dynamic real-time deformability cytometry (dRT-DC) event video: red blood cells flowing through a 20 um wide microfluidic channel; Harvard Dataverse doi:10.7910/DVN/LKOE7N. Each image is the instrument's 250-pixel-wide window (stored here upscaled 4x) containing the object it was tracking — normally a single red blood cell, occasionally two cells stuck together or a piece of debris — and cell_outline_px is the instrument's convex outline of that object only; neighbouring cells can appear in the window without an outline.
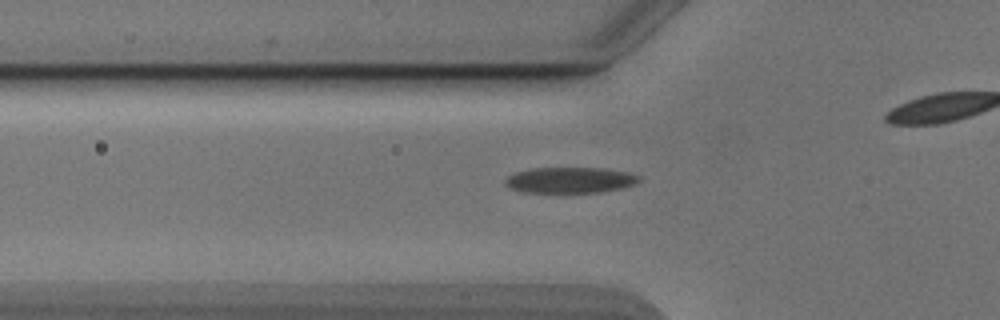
{"species": "Egyptian fruit bat (a non-hibernating species)", "species_latin": "Rousettus aegyptiacus", "temperature_condition": "cold", "stored_images_in_passage": 37, "camera_frame_rate_fps": 3000, "um_per_image_px": 0.085, "animal": {"sex": "male"}, "frame": {"image": 1, "passage_image": 12, "time_ms": 3.667, "image_size_px": [1000, 320], "cell_outline_px": [[640, 180], [636, 184], [620, 188], [600, 192], [524, 192], [512, 188], [504, 184], [504, 180], [508, 176], [516, 172], [532, 168], [604, 168], [628, 172], [640, 176]], "centroid_in_image_um": [48.47, 15.3], "position_along_channel_um": 77.3, "area_um2": 20.06}}
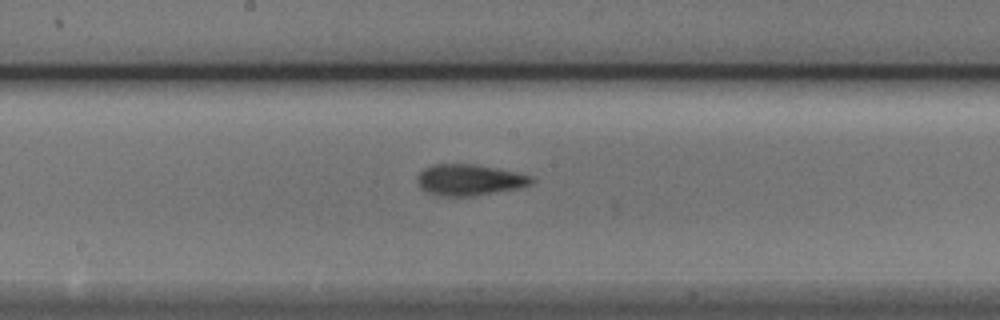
{"frame": {"image": 2, "passage_image": 22, "time_ms": 7.0, "image_size_px": [1000, 320], "cell_outline_px": [[536, 180], [532, 184], [520, 188], [468, 196], [444, 196], [428, 192], [420, 188], [416, 180], [416, 176], [424, 168], [432, 164], [476, 164], [516, 172], [532, 176]], "centroid_in_image_um": [39.9, 15.28], "position_along_channel_um": 208.3, "area_um2": 20.75}}
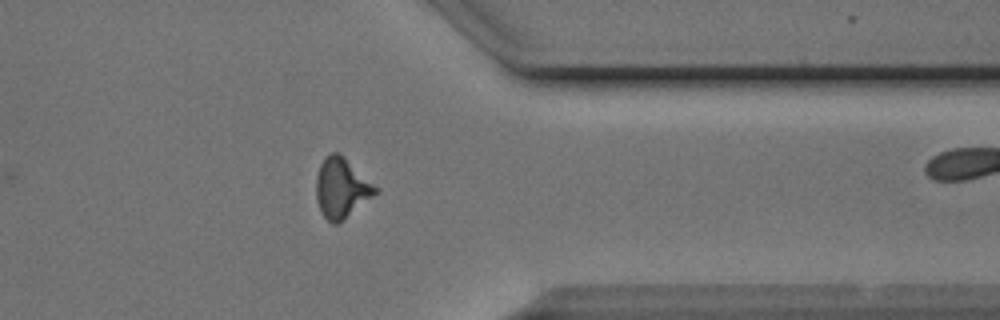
{"frame": {"image": 3, "passage_image": 36, "time_ms": 11.667, "image_size_px": [1000, 320], "cell_outline_px": [[380, 192], [336, 224], [332, 224], [320, 212], [316, 196], [316, 176], [320, 164], [324, 156], [332, 152], [340, 152], [380, 188]], "centroid_in_image_um": [29.05, 15.94], "position_along_channel_um": 382.3, "area_um2": 21.04}}